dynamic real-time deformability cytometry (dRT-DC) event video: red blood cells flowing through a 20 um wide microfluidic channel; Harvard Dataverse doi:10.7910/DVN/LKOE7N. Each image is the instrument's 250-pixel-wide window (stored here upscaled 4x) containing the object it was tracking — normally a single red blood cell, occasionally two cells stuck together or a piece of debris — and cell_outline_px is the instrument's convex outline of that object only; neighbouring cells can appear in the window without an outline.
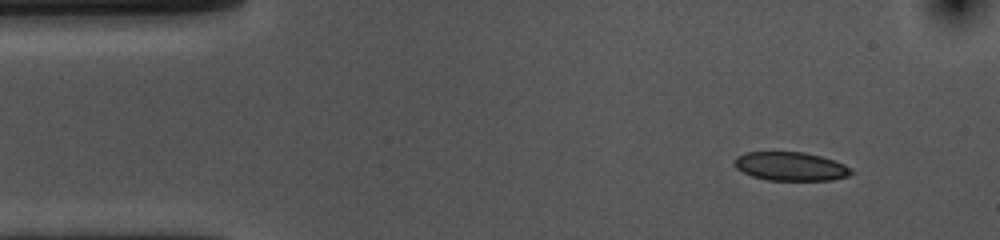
{"species": "common noctule bat (a hibernating species)", "species_latin": "Nyctalus noctula", "temperature_condition": "cold", "stored_images_in_passage": 50, "camera_frame_rate_fps": 3000, "um_per_image_px": 0.085, "animal": {"sex": "female", "body_mass_g": 10.0, "forearm_length_mm": 53.1}, "frame": {"image": 1, "passage_image": 1, "time_ms": 0.0, "image_size_px": [1000, 240], "cell_outline_px": [[856, 172], [848, 176], [832, 180], [768, 180], [752, 176], [736, 168], [736, 156], [744, 152], [804, 152], [820, 156], [844, 164], [852, 168]], "centroid_in_image_um": [67.25, 14.14], "position_along_channel_um": 17.8, "area_um2": 19.48}}
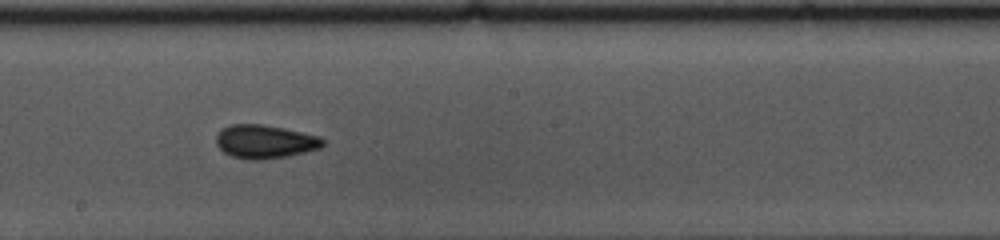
{"frame": {"image": 2, "passage_image": 24, "time_ms": 7.667, "image_size_px": [1000, 240], "cell_outline_px": [[324, 144], [320, 148], [288, 156], [260, 160], [248, 160], [232, 156], [224, 152], [216, 144], [216, 136], [224, 128], [232, 124], [260, 124], [320, 136], [324, 140]], "centroid_in_image_um": [22.51, 12.05], "position_along_channel_um": 225.7, "area_um2": 20.58}}
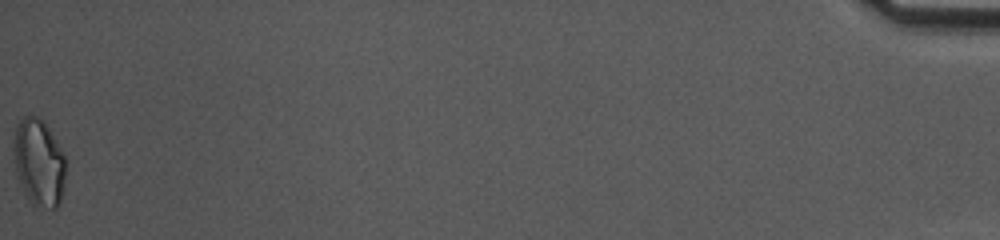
{"frame": {"image": 3, "passage_image": 50, "time_ms": 16.333, "image_size_px": [1000, 240], "cell_outline_px": [[68, 160], [64, 188], [60, 204], [56, 208], [52, 208], [32, 204], [24, 192], [20, 184], [12, 160], [12, 136], [20, 120], [24, 116], [36, 116], [44, 120]], "centroid_in_image_um": [3.31, 13.79], "position_along_channel_um": 431.9, "area_um2": 27.28}, "authors_computed_cell_mechanics": {"area_um2": 20.3456, "velocity_mm_per_s": 3.6188, "shape_relaxation_time_tau1_ms": 6.3437, "shape_relaxation_time_tau2_ms": 2.3426, "deformation_change_tau1": 0.1188, "deformation_change_tau2": 0.0685}}